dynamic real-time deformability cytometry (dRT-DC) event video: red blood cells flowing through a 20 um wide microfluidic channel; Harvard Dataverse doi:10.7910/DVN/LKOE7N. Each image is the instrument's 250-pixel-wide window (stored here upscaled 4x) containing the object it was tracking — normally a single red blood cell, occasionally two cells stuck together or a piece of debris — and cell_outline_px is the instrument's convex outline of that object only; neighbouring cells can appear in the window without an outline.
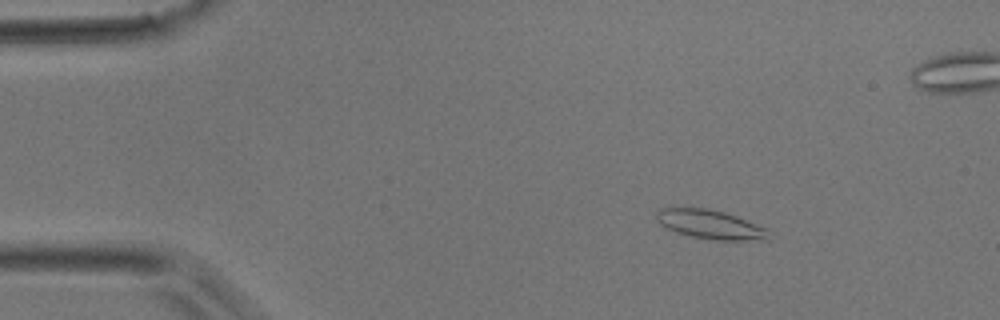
{"species": "common noctule bat (a hibernating species)", "species_latin": "Nyctalus noctula", "temperature_condition": "room temperature", "stored_images_in_passage": 46, "camera_frame_rate_fps": 3000, "um_per_image_px": 0.085, "animal": {"sex": "male", "body_mass_g": 17.9}, "frame": {"image": 1, "passage_image": 6, "time_ms": 1.667, "image_size_px": [1000, 320], "cell_outline_px": [[768, 240], [716, 240], [692, 236], [676, 232], [664, 228], [656, 220], [656, 212], [660, 208], [708, 208], [724, 212], [736, 216], [768, 228]], "centroid_in_image_um": [60.36, 19.08], "position_along_channel_um": 24.6, "area_um2": 19.02}}
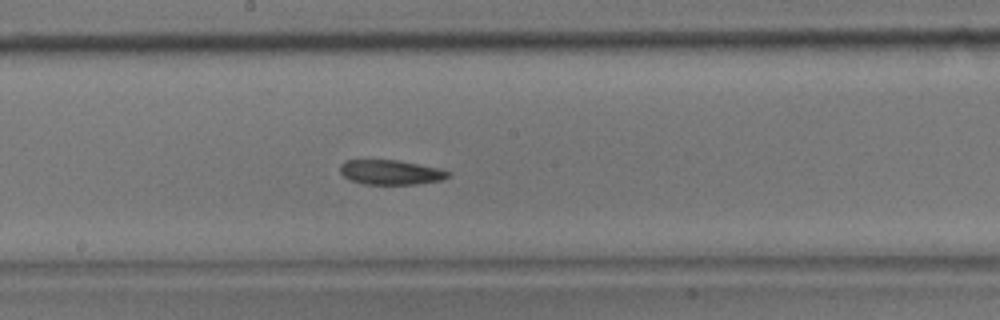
{"frame": {"image": 2, "passage_image": 24, "time_ms": 7.667, "image_size_px": [1000, 320], "cell_outline_px": [[452, 172], [448, 176], [440, 180], [416, 184], [364, 184], [348, 180], [340, 172], [340, 164], [344, 160], [396, 160], [440, 168]], "centroid_in_image_um": [33.18, 14.64], "position_along_channel_um": 215.0, "area_um2": 15.55}}
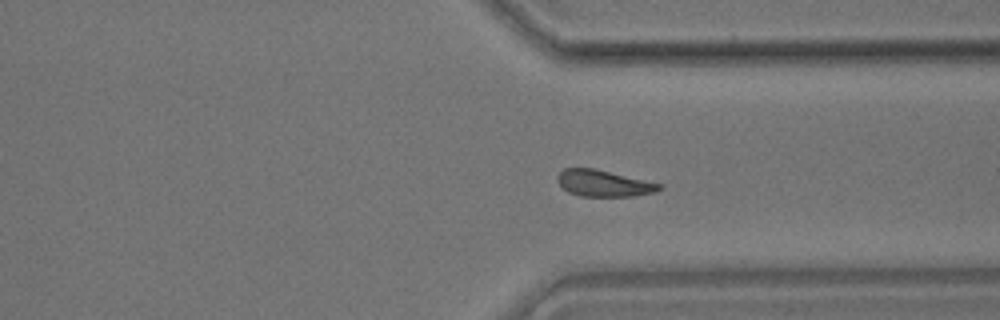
{"frame": {"image": 3, "passage_image": 34, "time_ms": 11.0, "image_size_px": [1000, 320], "cell_outline_px": [[664, 188], [656, 192], [632, 196], [580, 196], [568, 192], [556, 180], [556, 176], [564, 168], [596, 168], [664, 184]], "centroid_in_image_um": [51.36, 15.57], "position_along_channel_um": 360.0, "area_um2": 15.95}}